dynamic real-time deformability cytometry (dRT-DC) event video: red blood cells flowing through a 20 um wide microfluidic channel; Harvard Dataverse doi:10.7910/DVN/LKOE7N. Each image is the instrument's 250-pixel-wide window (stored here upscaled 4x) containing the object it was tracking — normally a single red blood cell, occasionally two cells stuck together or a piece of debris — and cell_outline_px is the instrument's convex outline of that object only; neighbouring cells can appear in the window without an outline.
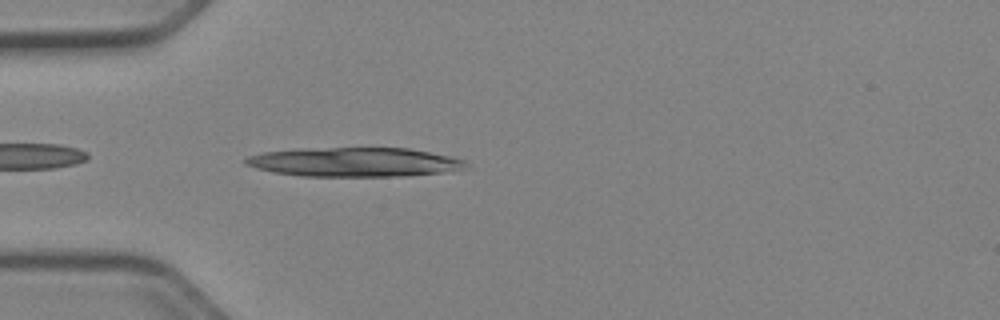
{"species": "Egyptian fruit bat (a non-hibernating species)", "species_latin": "Rousettus aegyptiacus", "temperature_condition": "cold", "stored_images_in_passage": 9, "segment_of_instrument_passage": [1, 2], "camera_frame_rate_fps": 3000, "um_per_image_px": 0.085, "animal": {"sex": "female"}, "frame": {"image": 1, "passage_image": 2, "time_ms": 0.333, "image_size_px": [1000, 320], "cell_outline_px": [[468, 168], [440, 172], [404, 176], [300, 176], [272, 172], [256, 168], [244, 164], [244, 160], [248, 156], [264, 152], [304, 148], [408, 148], [468, 160]], "centroid_in_image_um": [30.12, 13.78], "position_along_channel_um": 54.9, "area_um2": 37.45}}